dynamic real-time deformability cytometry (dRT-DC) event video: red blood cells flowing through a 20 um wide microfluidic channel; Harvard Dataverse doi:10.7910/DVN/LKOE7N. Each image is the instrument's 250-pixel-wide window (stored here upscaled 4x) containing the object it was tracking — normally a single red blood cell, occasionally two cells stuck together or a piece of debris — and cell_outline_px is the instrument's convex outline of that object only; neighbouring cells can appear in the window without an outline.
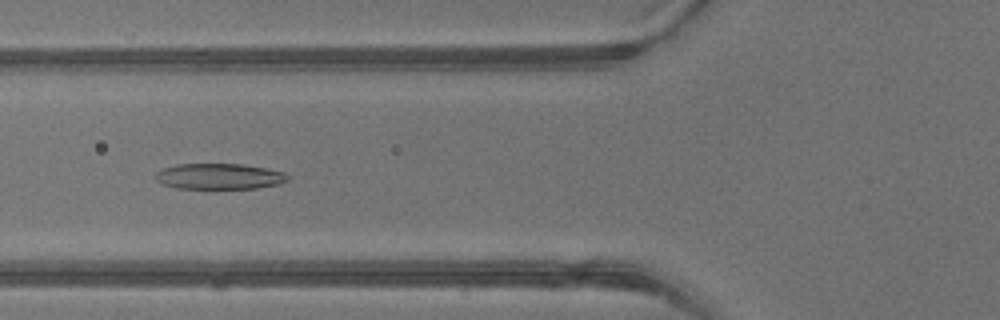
{"species": "common noctule bat (a hibernating species)", "species_latin": "Nyctalus noctula", "temperature_condition": "warm", "stored_images_in_passage": 4, "camera_frame_rate_fps": 3000, "um_per_image_px": 0.085, "animal": {"sex": "male", "body_mass_g": 13.3}, "frame": {"image": 1, "passage_image": 4, "time_ms": 1.0, "image_size_px": [1000, 320], "cell_outline_px": [[288, 180], [280, 184], [256, 188], [176, 188], [164, 184], [156, 180], [156, 172], [164, 168], [176, 164], [244, 164], [284, 172], [288, 176]], "centroid_in_image_um": [18.65, 14.99], "position_along_channel_um": 107.2, "area_um2": 19.71}}